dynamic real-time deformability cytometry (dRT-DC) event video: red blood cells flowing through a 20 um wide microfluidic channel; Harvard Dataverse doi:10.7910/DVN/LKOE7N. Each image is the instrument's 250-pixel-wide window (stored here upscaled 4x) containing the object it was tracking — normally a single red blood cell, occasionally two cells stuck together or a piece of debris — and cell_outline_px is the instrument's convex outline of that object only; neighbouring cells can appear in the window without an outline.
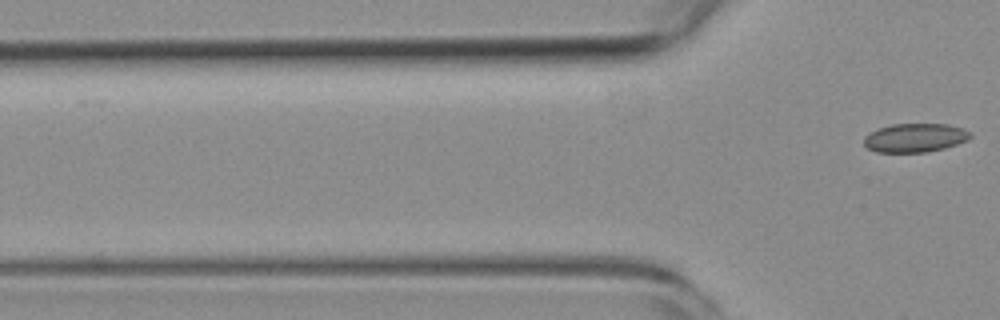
{"species": "common noctule bat (a hibernating species)", "species_latin": "Nyctalus noctula", "temperature_condition": "room temperature", "stored_images_in_passage": 6, "camera_frame_rate_fps": 3000, "um_per_image_px": 0.085, "animal": {"sex": "female", "body_mass_g": 19.3, "forearm_length_mm": 54.1}, "frame": {"image": 1, "passage_image": 6, "time_ms": 7.333, "image_size_px": [1000, 320], "cell_outline_px": [[972, 136], [968, 140], [944, 148], [928, 152], [876, 152], [868, 148], [864, 144], [864, 136], [880, 128], [892, 124], [948, 124], [964, 128], [972, 132]], "centroid_in_image_um": [77.82, 11.71], "position_along_channel_um": 48.0, "area_um2": 17.86}}